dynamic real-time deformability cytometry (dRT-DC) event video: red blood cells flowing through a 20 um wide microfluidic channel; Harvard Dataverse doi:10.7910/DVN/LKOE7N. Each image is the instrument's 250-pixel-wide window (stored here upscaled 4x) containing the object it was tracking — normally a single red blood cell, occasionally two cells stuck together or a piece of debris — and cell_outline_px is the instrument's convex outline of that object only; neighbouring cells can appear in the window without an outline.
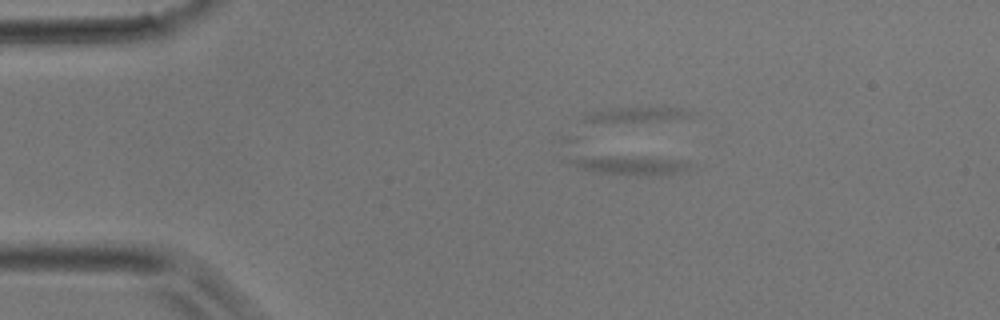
{"species": "common noctule bat (a hibernating species)", "species_latin": "Nyctalus noctula", "temperature_condition": "room temperature", "stored_images_in_passage": 4, "camera_frame_rate_fps": 3000, "um_per_image_px": 0.085, "animal": {"sex": "male", "body_mass_g": 17.9}, "frame": {"image": 1, "passage_image": 1, "time_ms": 0.0, "image_size_px": [1000, 320], "cell_outline_px": [[696, 164], [688, 172], [660, 176], [648, 176], [600, 172], [584, 168], [572, 164], [568, 160], [576, 156], [688, 160]], "centroid_in_image_um": [53.86, 14.08], "position_along_channel_um": 31.1, "area_um2": 12.89}}
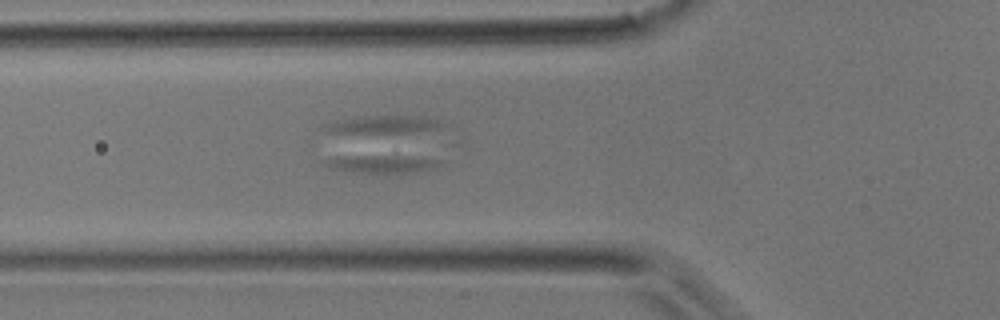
{"frame": {"image": 2, "passage_image": 4, "time_ms": 1.0, "image_size_px": [1000, 320], "cell_outline_px": [[448, 164], [436, 168], [420, 172], [400, 176], [396, 176], [352, 172], [332, 168], [328, 164], [328, 160], [344, 156], [436, 156], [444, 160]], "centroid_in_image_um": [32.88, 13.98], "position_along_channel_um": 92.9, "area_um2": 13.18}}